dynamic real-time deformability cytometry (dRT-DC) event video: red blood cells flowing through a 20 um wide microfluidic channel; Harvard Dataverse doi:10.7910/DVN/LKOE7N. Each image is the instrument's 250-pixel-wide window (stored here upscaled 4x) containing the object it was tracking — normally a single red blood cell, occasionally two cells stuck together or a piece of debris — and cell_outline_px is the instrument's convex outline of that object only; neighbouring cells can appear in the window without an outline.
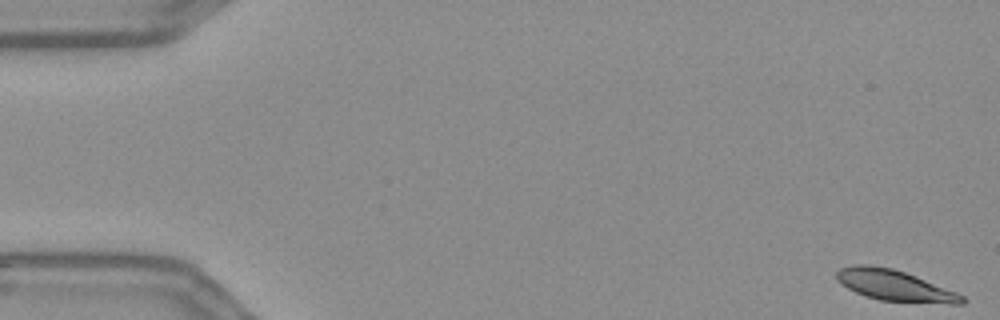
{"species": "Egyptian fruit bat (a non-hibernating species)", "species_latin": "Rousettus aegyptiacus", "temperature_condition": "warm", "stored_images_in_passage": 56, "camera_frame_rate_fps": 3000, "um_per_image_px": 0.085, "frame": {"image": 1, "passage_image": 1, "time_ms": 0.0, "image_size_px": [1000, 320], "cell_outline_px": [[968, 300], [964, 304], [952, 304], [880, 300], [856, 292], [840, 284], [836, 280], [836, 272], [840, 268], [852, 264], [868, 264], [892, 268], [916, 276], [956, 292], [964, 296]], "centroid_in_image_um": [76.04, 24.26], "position_along_channel_um": 9.0, "area_um2": 22.6}}
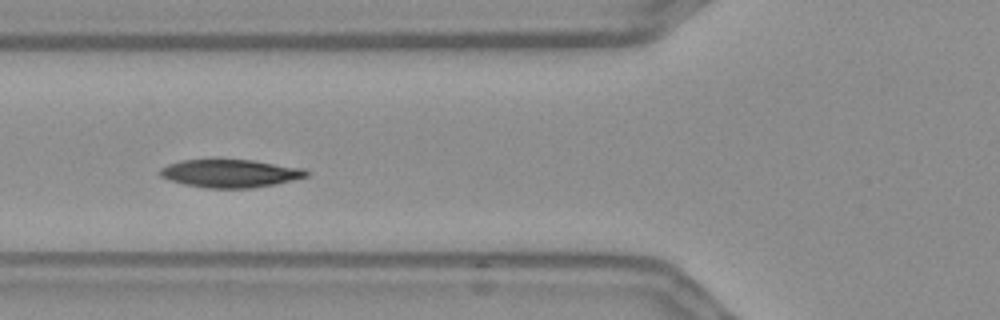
{"frame": {"image": 2, "passage_image": 21, "time_ms": 6.667, "image_size_px": [1000, 320], "cell_outline_px": [[308, 176], [276, 184], [252, 188], [204, 188], [184, 184], [160, 176], [156, 172], [160, 168], [168, 164], [180, 160], [252, 160], [304, 168], [308, 172]], "centroid_in_image_um": [19.55, 14.74], "position_along_channel_um": 106.3, "area_um2": 23.87}}
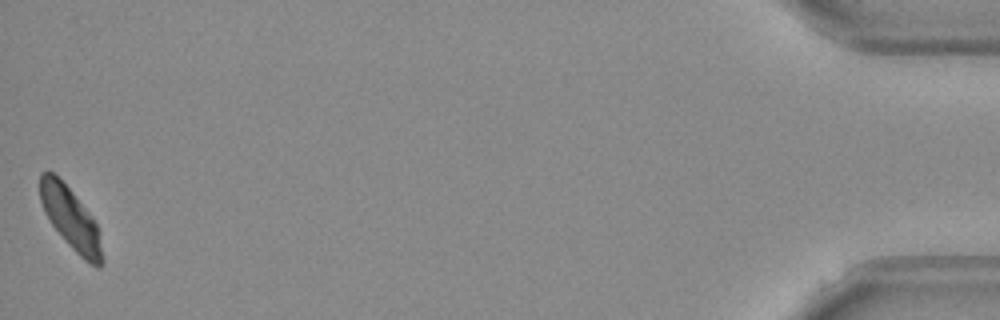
{"frame": {"image": 3, "passage_image": 56, "time_ms": 18.333, "image_size_px": [1000, 320], "cell_outline_px": [[104, 260], [100, 268], [96, 268], [84, 260], [68, 244], [52, 224], [44, 212], [40, 200], [40, 172], [52, 172], [72, 192], [92, 216], [96, 224]], "centroid_in_image_um": [6.01, 18.61], "position_along_channel_um": 429.2, "area_um2": 21.96}, "authors_computed_cell_mechanics": {"area_um2": 23.5824, "velocity_mm_per_s": 3.5958, "shape_relaxation_time_tau1_ms": 2.8266, "shape_relaxation_time_tau2_ms": null, "deformation_change_tau1": 0.1111, "deformation_change_tau2": null}}